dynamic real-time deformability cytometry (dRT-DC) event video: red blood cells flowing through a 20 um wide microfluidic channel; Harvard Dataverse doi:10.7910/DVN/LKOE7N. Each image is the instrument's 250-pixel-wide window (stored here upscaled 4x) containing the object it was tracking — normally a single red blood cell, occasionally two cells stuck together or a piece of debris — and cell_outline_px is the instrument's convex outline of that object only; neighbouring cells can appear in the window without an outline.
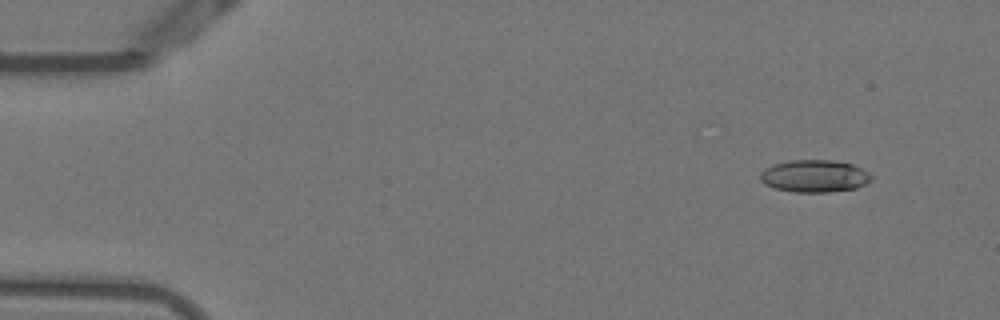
{"species": "Egyptian fruit bat (a non-hibernating species)", "species_latin": "Rousettus aegyptiacus", "temperature_condition": "warm", "stored_images_in_passage": 14, "camera_frame_rate_fps": 3000, "um_per_image_px": 0.085, "animal": {"sex": "female"}, "frame": {"image": 1, "passage_image": 5, "time_ms": 1.333, "image_size_px": [1000, 320], "cell_outline_px": [[872, 180], [856, 188], [828, 192], [796, 192], [776, 188], [764, 184], [760, 180], [760, 172], [764, 168], [772, 164], [792, 160], [832, 160], [852, 164], [868, 172], [872, 176]], "centroid_in_image_um": [69.21, 14.96], "position_along_channel_um": 15.8, "area_um2": 20.92}}